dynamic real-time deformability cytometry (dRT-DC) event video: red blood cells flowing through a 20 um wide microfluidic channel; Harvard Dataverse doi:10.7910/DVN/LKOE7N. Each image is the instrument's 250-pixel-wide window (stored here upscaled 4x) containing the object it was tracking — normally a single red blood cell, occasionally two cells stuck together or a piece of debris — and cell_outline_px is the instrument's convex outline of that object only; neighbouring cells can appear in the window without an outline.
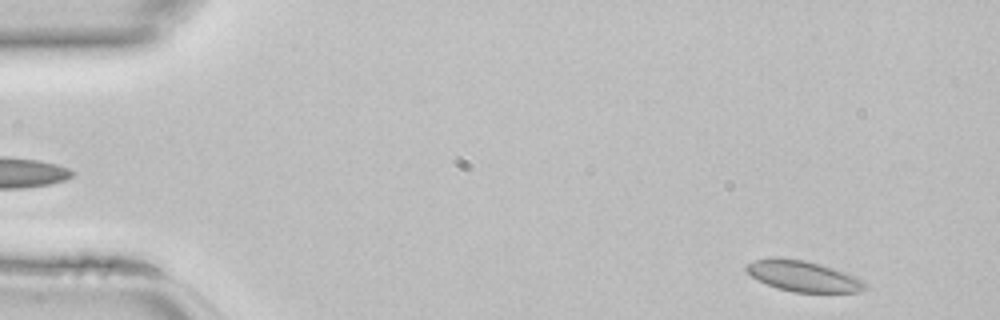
{"species": "common noctule bat (a hibernating species)", "species_latin": "Nyctalus noctula", "temperature_condition": "room temperature", "stored_images_in_passage": 43, "camera_frame_rate_fps": 3000, "um_per_image_px": 0.085, "animal": {"sex": "female", "body_mass_g": 22.7, "forearm_length_mm": 54.2}, "frame": {"image": 1, "passage_image": 2, "time_ms": 0.333, "image_size_px": [1000, 320], "cell_outline_px": [[868, 288], [860, 292], [792, 292], [776, 288], [752, 276], [744, 268], [748, 264], [756, 260], [772, 256], [780, 256], [804, 260], [820, 264], [856, 276], [864, 280], [868, 284]], "centroid_in_image_um": [68.31, 23.46], "position_along_channel_um": 16.7, "area_um2": 21.44}}
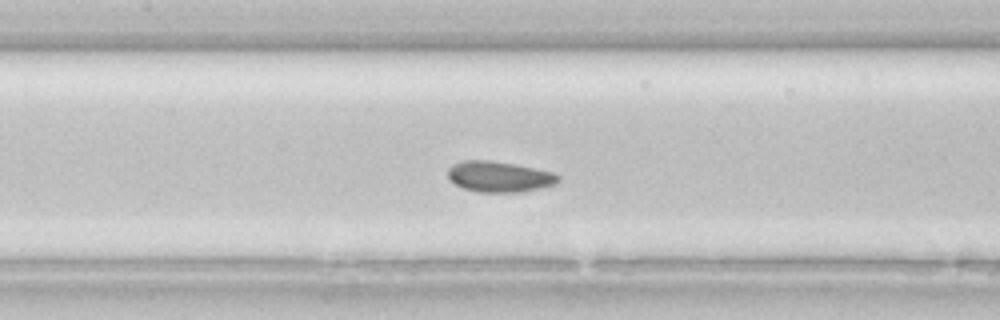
{"frame": {"image": 2, "passage_image": 19, "time_ms": 6.0, "image_size_px": [1000, 320], "cell_outline_px": [[560, 180], [556, 184], [516, 192], [480, 192], [464, 188], [456, 184], [448, 176], [448, 168], [452, 164], [464, 160], [488, 160], [516, 164], [536, 168], [552, 172], [560, 176]], "centroid_in_image_um": [42.44, 15.0], "position_along_channel_um": 165.0, "area_um2": 19.59}}
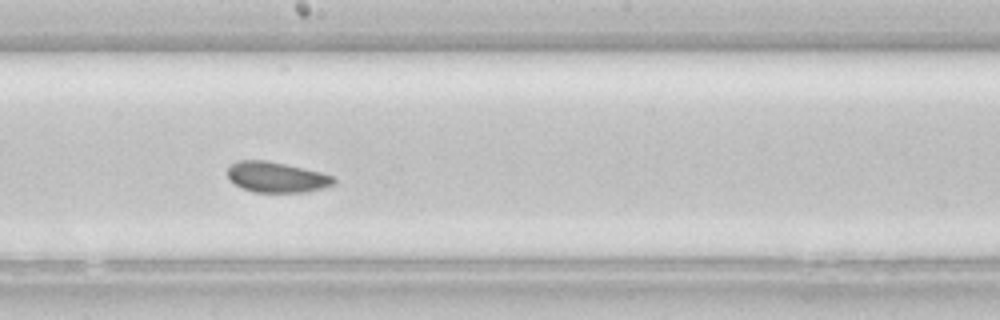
{"frame": {"image": 3, "passage_image": 23, "time_ms": 7.333, "image_size_px": [1000, 320], "cell_outline_px": [[336, 180], [332, 184], [320, 188], [304, 192], [256, 192], [244, 188], [228, 180], [228, 168], [232, 164], [240, 160], [268, 160], [320, 172], [332, 176]], "centroid_in_image_um": [23.47, 15.05], "position_along_channel_um": 224.7, "area_um2": 18.55}}